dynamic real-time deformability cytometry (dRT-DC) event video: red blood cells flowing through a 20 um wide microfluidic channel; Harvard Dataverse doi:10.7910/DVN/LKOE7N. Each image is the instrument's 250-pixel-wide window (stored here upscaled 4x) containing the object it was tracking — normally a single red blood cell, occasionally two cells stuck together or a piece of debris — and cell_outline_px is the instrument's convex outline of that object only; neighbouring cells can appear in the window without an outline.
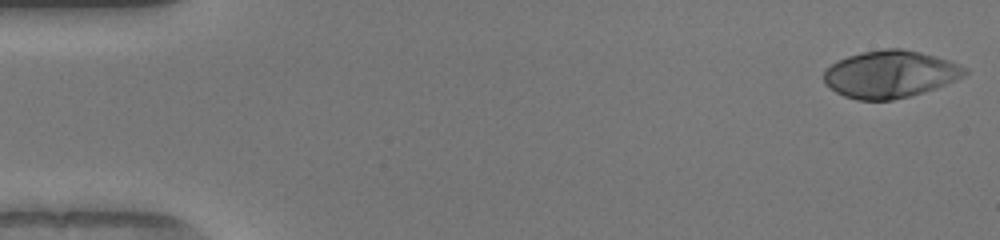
{"species": "human", "species_latin": "Homo sapiens", "temperature_condition": "warm", "stored_images_in_passage": 50, "camera_frame_rate_fps": 3000, "um_per_image_px": 0.085, "donor": {"sex": "female"}, "frame": {"image": 1, "passage_image": 1, "time_ms": 0.0, "image_size_px": [1000, 240], "cell_outline_px": [[968, 72], [964, 76], [956, 80], [936, 88], [908, 96], [892, 100], [856, 100], [844, 96], [836, 92], [824, 84], [824, 72], [836, 60], [848, 56], [864, 52], [884, 48], [900, 48], [920, 52], [936, 56], [960, 64], [968, 68]], "centroid_in_image_um": [75.67, 6.3], "position_along_channel_um": 9.3, "area_um2": 38.84}}
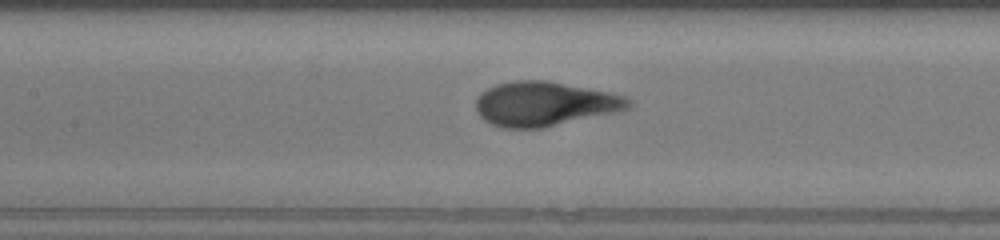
{"frame": {"image": 2, "passage_image": 23, "time_ms": 7.333, "image_size_px": [1000, 240], "cell_outline_px": [[632, 104], [628, 108], [616, 112], [540, 128], [500, 128], [484, 120], [476, 112], [476, 100], [480, 92], [496, 84], [516, 80], [544, 80], [608, 92], [624, 96], [632, 100]], "centroid_in_image_um": [46.24, 8.83], "position_along_channel_um": 161.2, "area_um2": 39.25}}
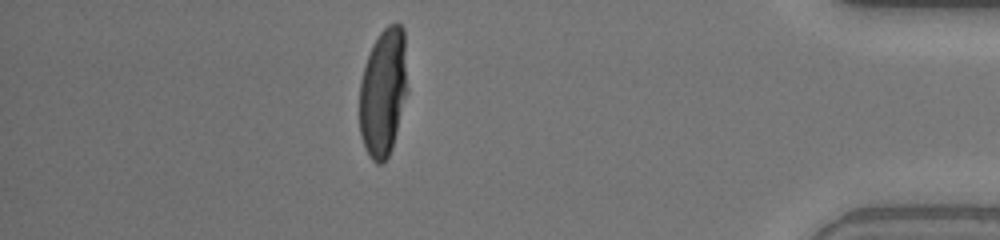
{"frame": {"image": 3, "passage_image": 44, "time_ms": 14.333, "image_size_px": [1000, 240], "cell_outline_px": [[408, 92], [392, 148], [388, 156], [380, 164], [376, 164], [372, 160], [364, 148], [360, 136], [360, 80], [364, 64], [372, 44], [380, 32], [388, 24], [396, 20], [404, 28], [408, 88]], "centroid_in_image_um": [32.59, 7.8], "position_along_channel_um": 402.6, "area_um2": 36.59}, "authors_computed_cell_mechanics": {"area_um2": 38.0035, "velocity_mm_per_s": 4.0908, "shape_relaxation_time_tau1_ms": 4.3953, "shape_relaxation_time_tau2_ms": null, "deformation_change_tau1": 0.2686, "deformation_change_tau2": null}}